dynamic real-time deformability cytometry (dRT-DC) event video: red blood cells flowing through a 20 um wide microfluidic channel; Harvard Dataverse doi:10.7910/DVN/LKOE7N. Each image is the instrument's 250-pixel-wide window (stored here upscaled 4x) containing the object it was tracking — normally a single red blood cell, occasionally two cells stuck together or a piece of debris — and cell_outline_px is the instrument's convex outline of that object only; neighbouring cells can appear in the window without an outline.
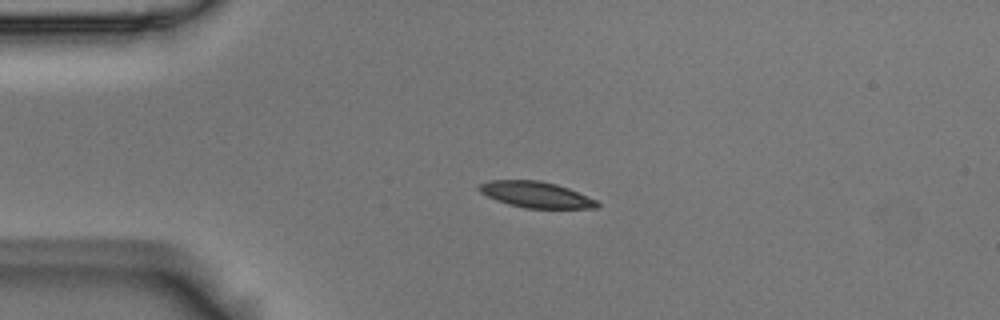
{"species": "Egyptian fruit bat (a non-hibernating species)", "species_latin": "Rousettus aegyptiacus", "temperature_condition": "room temperature", "stored_images_in_passage": 1, "camera_frame_rate_fps": 3000, "um_per_image_px": 0.085, "animal": {"sex": "male"}, "frame": {"image": 1, "passage_image": 1, "time_ms": 0.0, "image_size_px": [1000, 320], "cell_outline_px": [[600, 204], [596, 208], [524, 208], [508, 204], [496, 200], [480, 192], [476, 188], [480, 184], [488, 180], [540, 180], [556, 184], [568, 188], [596, 200]], "centroid_in_image_um": [45.52, 16.54], "position_along_channel_um": 39.5, "area_um2": 17.86}}